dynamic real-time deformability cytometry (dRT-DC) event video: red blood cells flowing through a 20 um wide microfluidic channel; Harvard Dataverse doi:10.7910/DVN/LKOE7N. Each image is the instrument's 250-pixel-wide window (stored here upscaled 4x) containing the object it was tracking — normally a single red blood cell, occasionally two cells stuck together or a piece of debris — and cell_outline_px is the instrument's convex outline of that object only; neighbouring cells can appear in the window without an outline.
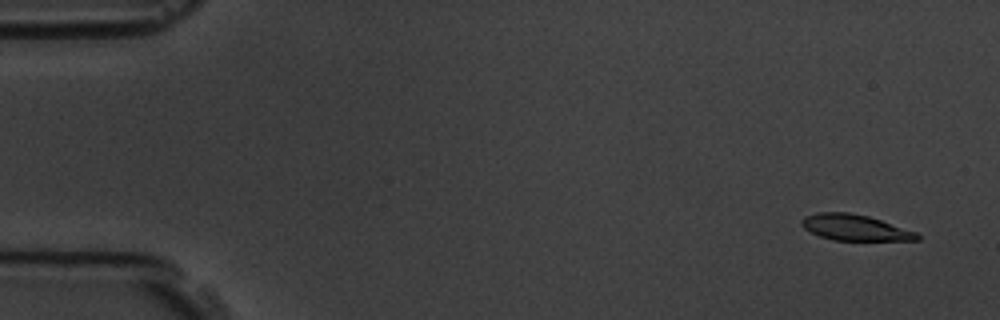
{"species": "common noctule bat (a hibernating species)", "species_latin": "Nyctalus noctula", "temperature_condition": "room temperature", "stored_images_in_passage": 6, "camera_frame_rate_fps": 3000, "um_per_image_px": 0.085, "animal": {"sex": "male", "body_mass_g": 19.5, "forearm_length_mm": 54.6}, "frame": {"image": 1, "passage_image": 1, "time_ms": 0.0, "image_size_px": [1000, 320], "cell_outline_px": [[920, 240], [832, 240], [820, 236], [804, 228], [800, 224], [800, 220], [804, 216], [816, 212], [848, 212], [868, 216], [916, 232], [920, 236]], "centroid_in_image_um": [72.62, 19.33], "position_along_channel_um": 12.4, "area_um2": 17.34}}
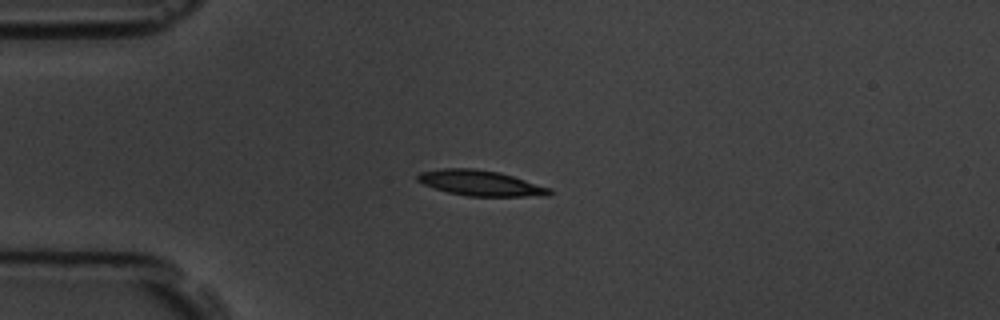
{"frame": {"image": 2, "passage_image": 4, "time_ms": 3.667, "image_size_px": [1000, 320], "cell_outline_px": [[552, 192], [548, 196], [468, 196], [448, 192], [424, 184], [416, 180], [416, 176], [420, 172], [444, 168], [472, 168], [500, 172], [552, 188]], "centroid_in_image_um": [40.87, 15.56], "position_along_channel_um": 44.1, "area_um2": 19.54}}
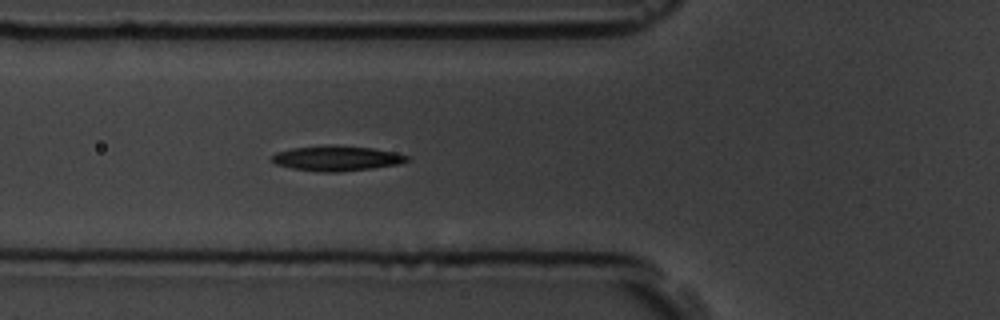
{"frame": {"image": 3, "passage_image": 6, "time_ms": 5.667, "image_size_px": [1000, 320], "cell_outline_px": [[412, 160], [400, 164], [372, 168], [336, 172], [320, 172], [292, 168], [276, 164], [268, 160], [276, 152], [292, 148], [328, 144], [336, 144], [372, 148], [396, 152], [408, 156]], "centroid_in_image_um": [28.62, 13.44], "position_along_channel_um": 97.2, "area_um2": 20.11}}